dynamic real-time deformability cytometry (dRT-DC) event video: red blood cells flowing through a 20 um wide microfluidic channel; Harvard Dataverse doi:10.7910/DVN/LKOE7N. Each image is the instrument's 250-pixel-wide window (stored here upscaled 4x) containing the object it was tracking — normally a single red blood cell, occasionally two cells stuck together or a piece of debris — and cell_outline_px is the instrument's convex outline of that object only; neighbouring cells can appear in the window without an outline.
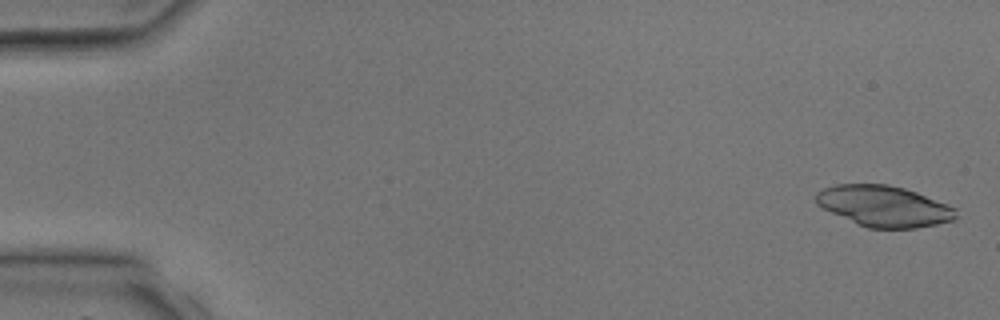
{"species": "common noctule bat (a hibernating species)", "species_latin": "Nyctalus noctula", "temperature_condition": "room temperature", "stored_images_in_passage": 4, "camera_frame_rate_fps": 3000, "um_per_image_px": 0.085, "animal": {"sex": "male", "body_mass_g": 17.9, "forearm_length_mm": 54.2}, "frame": {"image": 1, "passage_image": 1, "time_ms": 0.0, "image_size_px": [1000, 320], "cell_outline_px": [[956, 220], [916, 228], [868, 228], [832, 212], [816, 204], [816, 192], [824, 188], [836, 184], [888, 184], [904, 188], [916, 192], [948, 204], [956, 208]], "centroid_in_image_um": [75.17, 17.51], "position_along_channel_um": 9.8, "area_um2": 33.18}}